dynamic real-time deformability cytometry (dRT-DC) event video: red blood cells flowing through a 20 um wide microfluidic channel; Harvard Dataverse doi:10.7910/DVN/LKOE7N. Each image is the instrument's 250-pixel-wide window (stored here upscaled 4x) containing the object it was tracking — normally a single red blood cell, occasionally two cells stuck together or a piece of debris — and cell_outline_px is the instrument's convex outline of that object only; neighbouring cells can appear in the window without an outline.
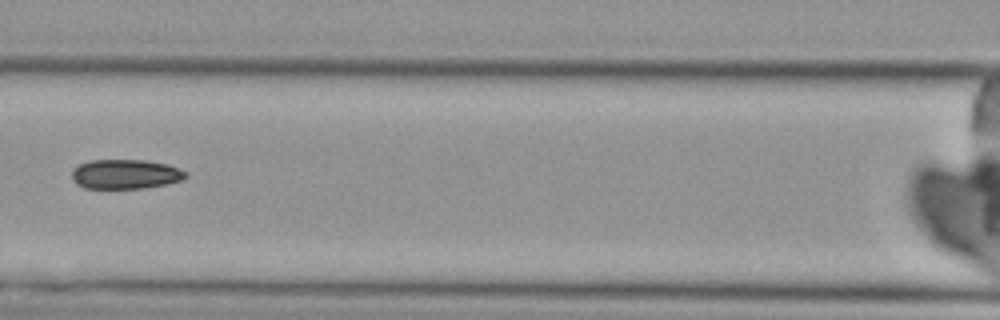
{"species": "Egyptian fruit bat (a non-hibernating species)", "species_latin": "Rousettus aegyptiacus", "temperature_condition": "cold", "stored_images_in_passage": 7, "camera_frame_rate_fps": 3000, "um_per_image_px": 0.085, "animal": {"sex": "female"}, "frame": {"image": 1, "passage_image": 4, "time_ms": 4.333, "image_size_px": [1000, 320], "cell_outline_px": [[188, 176], [184, 180], [144, 188], [84, 188], [76, 184], [72, 180], [72, 168], [88, 160], [144, 160], [168, 164], [180, 168], [188, 172]], "centroid_in_image_um": [10.67, 14.8], "position_along_channel_um": 155.9, "area_um2": 19.83}}
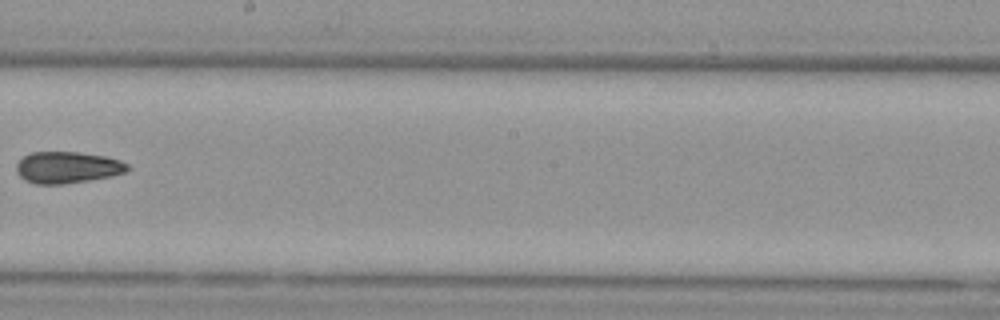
{"frame": {"image": 2, "passage_image": 6, "time_ms": 6.667, "image_size_px": [1000, 320], "cell_outline_px": [[128, 168], [124, 172], [112, 176], [64, 184], [36, 184], [24, 180], [16, 172], [16, 164], [24, 156], [32, 152], [76, 152], [104, 156], [120, 160], [128, 164]], "centroid_in_image_um": [5.7, 14.23], "position_along_channel_um": 242.5, "area_um2": 20.35}}
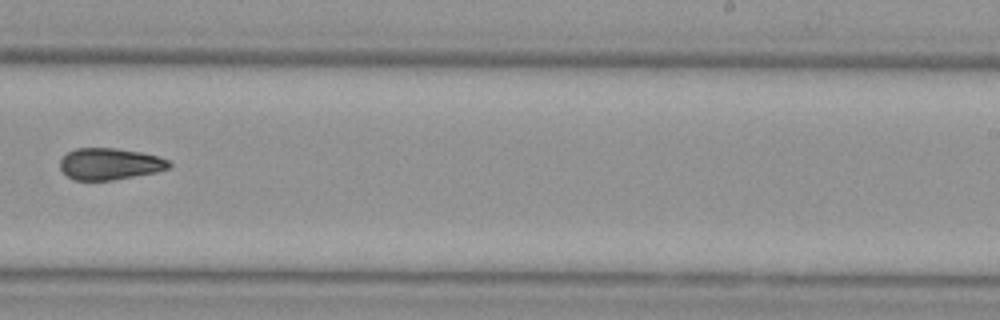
{"frame": {"image": 3, "passage_image": 7, "time_ms": 7.667, "image_size_px": [1000, 320], "cell_outline_px": [[172, 164], [168, 168], [156, 172], [112, 180], [72, 180], [60, 168], [60, 160], [68, 152], [76, 148], [116, 148], [140, 152], [160, 156], [168, 160]], "centroid_in_image_um": [9.34, 13.93], "position_along_channel_um": 279.7, "area_um2": 20.06}}